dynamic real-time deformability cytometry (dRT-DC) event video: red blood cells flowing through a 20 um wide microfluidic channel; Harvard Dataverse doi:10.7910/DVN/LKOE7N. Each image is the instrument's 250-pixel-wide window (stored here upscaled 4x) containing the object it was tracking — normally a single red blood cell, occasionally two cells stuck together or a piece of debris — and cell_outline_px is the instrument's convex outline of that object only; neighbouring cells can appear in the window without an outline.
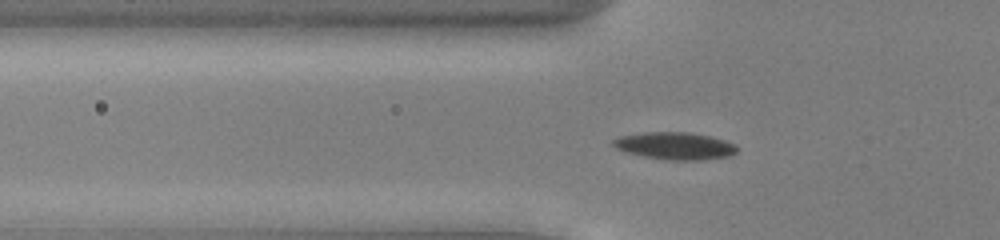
{"species": "common noctule bat (a hibernating species)", "species_latin": "Nyctalus noctula", "temperature_condition": "cold", "stored_images_in_passage": 52, "camera_frame_rate_fps": 3000, "um_per_image_px": 0.085, "animal": {"sex": "male", "body_mass_g": 13.0, "forearm_length_mm": 53.1}, "frame": {"image": 1, "passage_image": 17, "time_ms": 5.333, "image_size_px": [1000, 240], "cell_outline_px": [[736, 152], [732, 156], [700, 160], [672, 160], [644, 156], [628, 152], [616, 148], [612, 144], [612, 140], [620, 136], [644, 132], [688, 132], [708, 136], [724, 140], [736, 144]], "centroid_in_image_um": [57.39, 12.39], "position_along_channel_um": 68.4, "area_um2": 19.54}}
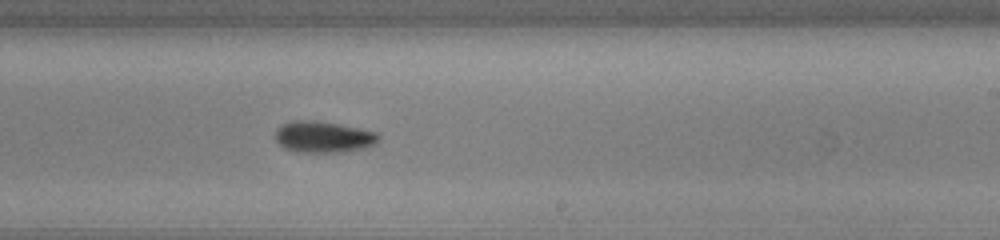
{"frame": {"image": 2, "passage_image": 32, "time_ms": 10.333, "image_size_px": [1000, 240], "cell_outline_px": [[380, 140], [376, 144], [364, 148], [340, 152], [300, 152], [284, 148], [276, 140], [276, 128], [280, 124], [292, 120], [312, 120], [360, 128], [376, 132], [380, 136]], "centroid_in_image_um": [27.48, 11.63], "position_along_channel_um": 261.5, "area_um2": 18.9}}
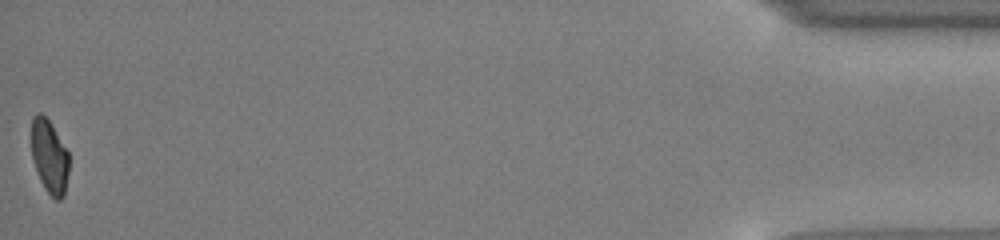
{"frame": {"image": 3, "passage_image": 52, "time_ms": 17.0, "image_size_px": [1000, 240], "cell_outline_px": [[68, 172], [64, 196], [60, 200], [56, 200], [44, 188], [40, 180], [32, 160], [32, 116], [36, 112], [40, 112], [48, 120], [68, 152]], "centroid_in_image_um": [4.19, 13.32], "position_along_channel_um": 431.0, "area_um2": 15.9}, "authors_computed_cell_mechanics": {"area_um2": 17.8602, "velocity_mm_per_s": 3.8995, "shape_relaxation_time_tau1_ms": 2.3408, "shape_relaxation_time_tau2_ms": null, "deformation_change_tau1": 0.1175, "deformation_change_tau2": null}}